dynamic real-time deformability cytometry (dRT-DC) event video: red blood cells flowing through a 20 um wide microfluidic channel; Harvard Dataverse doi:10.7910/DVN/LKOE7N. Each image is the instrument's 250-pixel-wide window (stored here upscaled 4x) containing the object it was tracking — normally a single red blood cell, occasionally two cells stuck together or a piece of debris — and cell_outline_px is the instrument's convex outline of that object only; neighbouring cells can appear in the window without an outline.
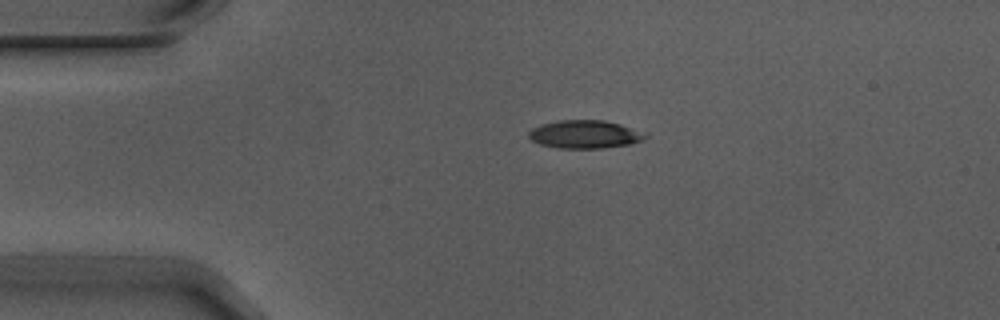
{"species": "Egyptian fruit bat (a non-hibernating species)", "species_latin": "Rousettus aegyptiacus", "temperature_condition": "warm", "stored_images_in_passage": 4, "camera_frame_rate_fps": 3000, "um_per_image_px": 0.085, "animal": {"sex": "male"}, "frame": {"image": 1, "passage_image": 3, "time_ms": 0.667, "image_size_px": [1000, 320], "cell_outline_px": [[648, 136], [644, 140], [632, 144], [600, 148], [556, 148], [540, 144], [532, 140], [528, 136], [528, 132], [532, 128], [540, 124], [560, 120], [604, 120], [620, 124], [648, 132]], "centroid_in_image_um": [49.76, 11.41], "position_along_channel_um": 35.2, "area_um2": 19.36}}
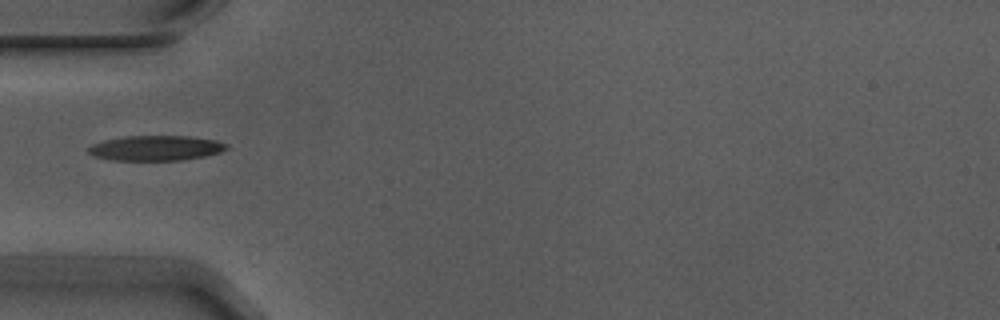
{"frame": {"image": 2, "passage_image": 4, "time_ms": 1.0, "image_size_px": [1000, 320], "cell_outline_px": [[228, 148], [220, 152], [204, 156], [180, 160], [112, 160], [96, 156], [88, 152], [88, 148], [92, 144], [104, 140], [128, 136], [188, 136], [216, 140], [228, 144]], "centroid_in_image_um": [13.26, 12.58], "position_along_channel_um": 71.7, "area_um2": 20.0}}